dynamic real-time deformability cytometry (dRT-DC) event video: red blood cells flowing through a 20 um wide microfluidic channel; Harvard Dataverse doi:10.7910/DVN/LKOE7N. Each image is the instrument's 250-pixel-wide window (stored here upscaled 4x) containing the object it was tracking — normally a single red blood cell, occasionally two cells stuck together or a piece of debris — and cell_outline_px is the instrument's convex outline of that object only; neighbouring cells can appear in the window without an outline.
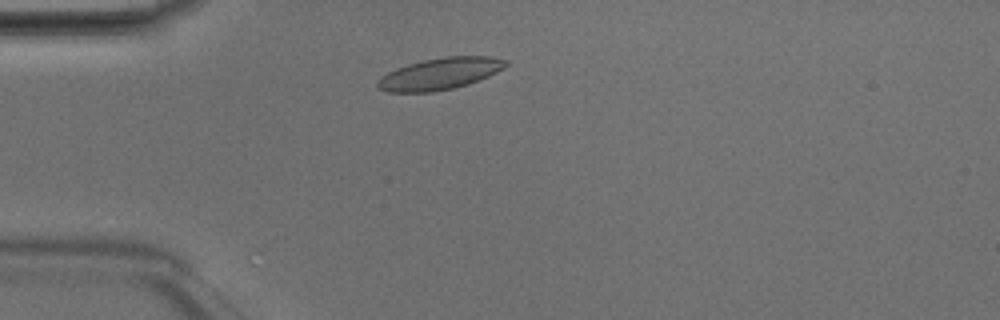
{"species": "Egyptian fruit bat (a non-hibernating species)", "species_latin": "Rousettus aegyptiacus", "temperature_condition": "room temperature", "stored_images_in_passage": 41, "camera_frame_rate_fps": 3000, "um_per_image_px": 0.085, "animal": {"sex": "male"}, "frame": {"image": 1, "passage_image": 6, "time_ms": 1.667, "image_size_px": [1000, 320], "cell_outline_px": [[508, 64], [504, 68], [488, 76], [468, 84], [452, 88], [432, 92], [388, 92], [376, 88], [376, 80], [380, 76], [396, 68], [408, 64], [424, 60], [444, 56], [492, 56], [508, 60]], "centroid_in_image_um": [37.37, 6.26], "position_along_channel_um": 47.6, "area_um2": 23.81}}
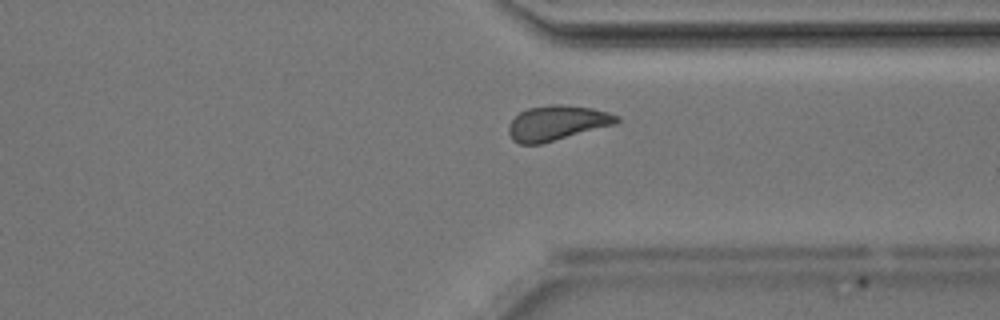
{"frame": {"image": 2, "passage_image": 30, "time_ms": 9.667, "image_size_px": [1000, 320], "cell_outline_px": [[620, 120], [616, 124], [540, 144], [520, 144], [512, 140], [508, 132], [508, 124], [520, 112], [528, 108], [556, 104], [564, 104], [592, 108], [608, 112], [620, 116]], "centroid_in_image_um": [47.35, 10.45], "position_along_channel_um": 364.1, "area_um2": 21.96}}
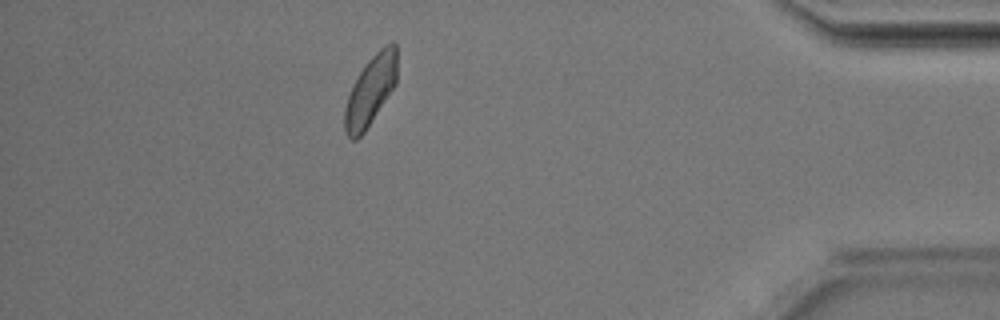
{"frame": {"image": 3, "passage_image": 36, "time_ms": 11.667, "image_size_px": [1000, 320], "cell_outline_px": [[396, 84], [364, 132], [356, 140], [352, 140], [344, 132], [344, 108], [352, 84], [368, 60], [384, 44], [396, 44]], "centroid_in_image_um": [31.47, 7.72], "position_along_channel_um": 403.7, "area_um2": 21.04}, "authors_computed_cell_mechanics": {"area_um2": 21.675, "velocity_mm_per_s": 4.1664, "shape_relaxation_time_tau1_ms": 2.4526, "shape_relaxation_time_tau2_ms": 4.1948, "deformation_change_tau1": 0.0966, "deformation_change_tau2": 0.0714}}